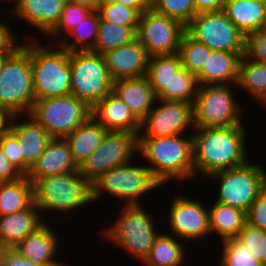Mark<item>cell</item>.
<instances>
[{"instance_id": "38", "label": "cell", "mask_w": 266, "mask_h": 266, "mask_svg": "<svg viewBox=\"0 0 266 266\" xmlns=\"http://www.w3.org/2000/svg\"><path fill=\"white\" fill-rule=\"evenodd\" d=\"M93 11L94 10L86 6L66 1L57 25L45 37L52 38V42L54 38H60L59 40H61L62 36H65L73 27L78 26V24L86 19Z\"/></svg>"}, {"instance_id": "26", "label": "cell", "mask_w": 266, "mask_h": 266, "mask_svg": "<svg viewBox=\"0 0 266 266\" xmlns=\"http://www.w3.org/2000/svg\"><path fill=\"white\" fill-rule=\"evenodd\" d=\"M222 11L245 36L265 29L266 2L224 0Z\"/></svg>"}, {"instance_id": "56", "label": "cell", "mask_w": 266, "mask_h": 266, "mask_svg": "<svg viewBox=\"0 0 266 266\" xmlns=\"http://www.w3.org/2000/svg\"><path fill=\"white\" fill-rule=\"evenodd\" d=\"M151 5L156 1V0H147Z\"/></svg>"}, {"instance_id": "51", "label": "cell", "mask_w": 266, "mask_h": 266, "mask_svg": "<svg viewBox=\"0 0 266 266\" xmlns=\"http://www.w3.org/2000/svg\"><path fill=\"white\" fill-rule=\"evenodd\" d=\"M70 3L86 6L94 11H97V0H66Z\"/></svg>"}, {"instance_id": "52", "label": "cell", "mask_w": 266, "mask_h": 266, "mask_svg": "<svg viewBox=\"0 0 266 266\" xmlns=\"http://www.w3.org/2000/svg\"><path fill=\"white\" fill-rule=\"evenodd\" d=\"M14 51H0V73L3 69V66L8 59V57L13 53Z\"/></svg>"}, {"instance_id": "2", "label": "cell", "mask_w": 266, "mask_h": 266, "mask_svg": "<svg viewBox=\"0 0 266 266\" xmlns=\"http://www.w3.org/2000/svg\"><path fill=\"white\" fill-rule=\"evenodd\" d=\"M169 137H138V152L146 167L163 186L167 182L195 177L192 133Z\"/></svg>"}, {"instance_id": "14", "label": "cell", "mask_w": 266, "mask_h": 266, "mask_svg": "<svg viewBox=\"0 0 266 266\" xmlns=\"http://www.w3.org/2000/svg\"><path fill=\"white\" fill-rule=\"evenodd\" d=\"M155 104L140 121L138 137H169L194 130L193 104L159 98Z\"/></svg>"}, {"instance_id": "50", "label": "cell", "mask_w": 266, "mask_h": 266, "mask_svg": "<svg viewBox=\"0 0 266 266\" xmlns=\"http://www.w3.org/2000/svg\"><path fill=\"white\" fill-rule=\"evenodd\" d=\"M11 115L0 107V135L8 129Z\"/></svg>"}, {"instance_id": "22", "label": "cell", "mask_w": 266, "mask_h": 266, "mask_svg": "<svg viewBox=\"0 0 266 266\" xmlns=\"http://www.w3.org/2000/svg\"><path fill=\"white\" fill-rule=\"evenodd\" d=\"M54 229L45 222L34 233L29 234L14 249L22 256L43 266H65L56 261L60 248V238Z\"/></svg>"}, {"instance_id": "33", "label": "cell", "mask_w": 266, "mask_h": 266, "mask_svg": "<svg viewBox=\"0 0 266 266\" xmlns=\"http://www.w3.org/2000/svg\"><path fill=\"white\" fill-rule=\"evenodd\" d=\"M100 15L98 11H93L86 19L82 20L78 26L73 27L66 35L71 36L70 41L66 36L61 40H55L61 47L69 52L91 51L94 48L99 30ZM70 43H69V42Z\"/></svg>"}, {"instance_id": "53", "label": "cell", "mask_w": 266, "mask_h": 266, "mask_svg": "<svg viewBox=\"0 0 266 266\" xmlns=\"http://www.w3.org/2000/svg\"><path fill=\"white\" fill-rule=\"evenodd\" d=\"M116 2V0H97V10L107 4H111Z\"/></svg>"}, {"instance_id": "30", "label": "cell", "mask_w": 266, "mask_h": 266, "mask_svg": "<svg viewBox=\"0 0 266 266\" xmlns=\"http://www.w3.org/2000/svg\"><path fill=\"white\" fill-rule=\"evenodd\" d=\"M184 243L173 235L161 232L143 266H183L187 259Z\"/></svg>"}, {"instance_id": "32", "label": "cell", "mask_w": 266, "mask_h": 266, "mask_svg": "<svg viewBox=\"0 0 266 266\" xmlns=\"http://www.w3.org/2000/svg\"><path fill=\"white\" fill-rule=\"evenodd\" d=\"M181 68L178 53L149 57L146 77L156 96L162 90H170V80Z\"/></svg>"}, {"instance_id": "47", "label": "cell", "mask_w": 266, "mask_h": 266, "mask_svg": "<svg viewBox=\"0 0 266 266\" xmlns=\"http://www.w3.org/2000/svg\"><path fill=\"white\" fill-rule=\"evenodd\" d=\"M21 176L23 175L8 160L0 147V183L14 181Z\"/></svg>"}, {"instance_id": "17", "label": "cell", "mask_w": 266, "mask_h": 266, "mask_svg": "<svg viewBox=\"0 0 266 266\" xmlns=\"http://www.w3.org/2000/svg\"><path fill=\"white\" fill-rule=\"evenodd\" d=\"M102 55L113 81L147 75L150 56L137 38Z\"/></svg>"}, {"instance_id": "19", "label": "cell", "mask_w": 266, "mask_h": 266, "mask_svg": "<svg viewBox=\"0 0 266 266\" xmlns=\"http://www.w3.org/2000/svg\"><path fill=\"white\" fill-rule=\"evenodd\" d=\"M78 169L79 166L74 161L65 138H51L37 162L30 169L27 177L35 184L44 177Z\"/></svg>"}, {"instance_id": "43", "label": "cell", "mask_w": 266, "mask_h": 266, "mask_svg": "<svg viewBox=\"0 0 266 266\" xmlns=\"http://www.w3.org/2000/svg\"><path fill=\"white\" fill-rule=\"evenodd\" d=\"M245 55L257 62L266 63V30L252 32L246 36Z\"/></svg>"}, {"instance_id": "34", "label": "cell", "mask_w": 266, "mask_h": 266, "mask_svg": "<svg viewBox=\"0 0 266 266\" xmlns=\"http://www.w3.org/2000/svg\"><path fill=\"white\" fill-rule=\"evenodd\" d=\"M137 28L138 26H122L103 21L100 18L97 39L91 51L103 54L108 50L130 43L137 38Z\"/></svg>"}, {"instance_id": "10", "label": "cell", "mask_w": 266, "mask_h": 266, "mask_svg": "<svg viewBox=\"0 0 266 266\" xmlns=\"http://www.w3.org/2000/svg\"><path fill=\"white\" fill-rule=\"evenodd\" d=\"M257 163L250 164L247 161L241 166L222 170L207 177L219 185L215 202L247 213L258 194L266 187V170L262 164Z\"/></svg>"}, {"instance_id": "46", "label": "cell", "mask_w": 266, "mask_h": 266, "mask_svg": "<svg viewBox=\"0 0 266 266\" xmlns=\"http://www.w3.org/2000/svg\"><path fill=\"white\" fill-rule=\"evenodd\" d=\"M1 266H43L22 256L14 248H5Z\"/></svg>"}, {"instance_id": "28", "label": "cell", "mask_w": 266, "mask_h": 266, "mask_svg": "<svg viewBox=\"0 0 266 266\" xmlns=\"http://www.w3.org/2000/svg\"><path fill=\"white\" fill-rule=\"evenodd\" d=\"M247 92L261 107L266 108V63H260L248 58L241 57L238 67V78L235 85Z\"/></svg>"}, {"instance_id": "40", "label": "cell", "mask_w": 266, "mask_h": 266, "mask_svg": "<svg viewBox=\"0 0 266 266\" xmlns=\"http://www.w3.org/2000/svg\"><path fill=\"white\" fill-rule=\"evenodd\" d=\"M236 238L266 266V231L246 222Z\"/></svg>"}, {"instance_id": "16", "label": "cell", "mask_w": 266, "mask_h": 266, "mask_svg": "<svg viewBox=\"0 0 266 266\" xmlns=\"http://www.w3.org/2000/svg\"><path fill=\"white\" fill-rule=\"evenodd\" d=\"M195 200L180 194L173 198L170 205L168 214V224L172 230L170 234L184 242L189 239L197 241L211 235L209 210L202 201Z\"/></svg>"}, {"instance_id": "1", "label": "cell", "mask_w": 266, "mask_h": 266, "mask_svg": "<svg viewBox=\"0 0 266 266\" xmlns=\"http://www.w3.org/2000/svg\"><path fill=\"white\" fill-rule=\"evenodd\" d=\"M245 127L244 124L225 128L194 127L192 141L195 176L203 174L204 178L209 177L249 161L246 148L248 129Z\"/></svg>"}, {"instance_id": "20", "label": "cell", "mask_w": 266, "mask_h": 266, "mask_svg": "<svg viewBox=\"0 0 266 266\" xmlns=\"http://www.w3.org/2000/svg\"><path fill=\"white\" fill-rule=\"evenodd\" d=\"M91 114L108 131L139 135L140 121L113 91L92 107Z\"/></svg>"}, {"instance_id": "35", "label": "cell", "mask_w": 266, "mask_h": 266, "mask_svg": "<svg viewBox=\"0 0 266 266\" xmlns=\"http://www.w3.org/2000/svg\"><path fill=\"white\" fill-rule=\"evenodd\" d=\"M195 74L181 68L170 80V90H162L156 97L166 101H183L194 105L198 90Z\"/></svg>"}, {"instance_id": "3", "label": "cell", "mask_w": 266, "mask_h": 266, "mask_svg": "<svg viewBox=\"0 0 266 266\" xmlns=\"http://www.w3.org/2000/svg\"><path fill=\"white\" fill-rule=\"evenodd\" d=\"M31 70L35 100L71 94L69 51L58 43L30 39ZM52 44V45H51Z\"/></svg>"}, {"instance_id": "9", "label": "cell", "mask_w": 266, "mask_h": 266, "mask_svg": "<svg viewBox=\"0 0 266 266\" xmlns=\"http://www.w3.org/2000/svg\"><path fill=\"white\" fill-rule=\"evenodd\" d=\"M71 94L93 107L113 90V80L102 54L69 52Z\"/></svg>"}, {"instance_id": "48", "label": "cell", "mask_w": 266, "mask_h": 266, "mask_svg": "<svg viewBox=\"0 0 266 266\" xmlns=\"http://www.w3.org/2000/svg\"><path fill=\"white\" fill-rule=\"evenodd\" d=\"M196 13L222 10L224 0H193Z\"/></svg>"}, {"instance_id": "39", "label": "cell", "mask_w": 266, "mask_h": 266, "mask_svg": "<svg viewBox=\"0 0 266 266\" xmlns=\"http://www.w3.org/2000/svg\"><path fill=\"white\" fill-rule=\"evenodd\" d=\"M152 9L180 21L185 26L197 14L193 0H156Z\"/></svg>"}, {"instance_id": "21", "label": "cell", "mask_w": 266, "mask_h": 266, "mask_svg": "<svg viewBox=\"0 0 266 266\" xmlns=\"http://www.w3.org/2000/svg\"><path fill=\"white\" fill-rule=\"evenodd\" d=\"M66 0H18L9 12L46 36L58 23Z\"/></svg>"}, {"instance_id": "37", "label": "cell", "mask_w": 266, "mask_h": 266, "mask_svg": "<svg viewBox=\"0 0 266 266\" xmlns=\"http://www.w3.org/2000/svg\"><path fill=\"white\" fill-rule=\"evenodd\" d=\"M218 266H265L237 238L222 241Z\"/></svg>"}, {"instance_id": "5", "label": "cell", "mask_w": 266, "mask_h": 266, "mask_svg": "<svg viewBox=\"0 0 266 266\" xmlns=\"http://www.w3.org/2000/svg\"><path fill=\"white\" fill-rule=\"evenodd\" d=\"M27 42L8 57L0 73V107L11 116L29 115L35 102L30 39Z\"/></svg>"}, {"instance_id": "11", "label": "cell", "mask_w": 266, "mask_h": 266, "mask_svg": "<svg viewBox=\"0 0 266 266\" xmlns=\"http://www.w3.org/2000/svg\"><path fill=\"white\" fill-rule=\"evenodd\" d=\"M92 108L72 94L35 100L29 115L51 138H65L90 116Z\"/></svg>"}, {"instance_id": "27", "label": "cell", "mask_w": 266, "mask_h": 266, "mask_svg": "<svg viewBox=\"0 0 266 266\" xmlns=\"http://www.w3.org/2000/svg\"><path fill=\"white\" fill-rule=\"evenodd\" d=\"M106 131L93 116H90L82 125H79L65 137L73 159L78 166L97 150Z\"/></svg>"}, {"instance_id": "23", "label": "cell", "mask_w": 266, "mask_h": 266, "mask_svg": "<svg viewBox=\"0 0 266 266\" xmlns=\"http://www.w3.org/2000/svg\"><path fill=\"white\" fill-rule=\"evenodd\" d=\"M44 223V217L42 219L35 203L25 210L0 216V245L5 248H15Z\"/></svg>"}, {"instance_id": "54", "label": "cell", "mask_w": 266, "mask_h": 266, "mask_svg": "<svg viewBox=\"0 0 266 266\" xmlns=\"http://www.w3.org/2000/svg\"><path fill=\"white\" fill-rule=\"evenodd\" d=\"M0 1H2L3 4H4V1H5L6 3L8 2V4H9L10 2L13 3V6H11L10 11L16 6V4H17V2H18V0H0Z\"/></svg>"}, {"instance_id": "45", "label": "cell", "mask_w": 266, "mask_h": 266, "mask_svg": "<svg viewBox=\"0 0 266 266\" xmlns=\"http://www.w3.org/2000/svg\"><path fill=\"white\" fill-rule=\"evenodd\" d=\"M8 24L0 20V51H15L22 44L17 41V35Z\"/></svg>"}, {"instance_id": "36", "label": "cell", "mask_w": 266, "mask_h": 266, "mask_svg": "<svg viewBox=\"0 0 266 266\" xmlns=\"http://www.w3.org/2000/svg\"><path fill=\"white\" fill-rule=\"evenodd\" d=\"M210 52V48L195 41L185 32L181 38L177 53L180 57L182 67L197 75L206 63Z\"/></svg>"}, {"instance_id": "29", "label": "cell", "mask_w": 266, "mask_h": 266, "mask_svg": "<svg viewBox=\"0 0 266 266\" xmlns=\"http://www.w3.org/2000/svg\"><path fill=\"white\" fill-rule=\"evenodd\" d=\"M34 203V184L27 175L0 183V216L29 208Z\"/></svg>"}, {"instance_id": "25", "label": "cell", "mask_w": 266, "mask_h": 266, "mask_svg": "<svg viewBox=\"0 0 266 266\" xmlns=\"http://www.w3.org/2000/svg\"><path fill=\"white\" fill-rule=\"evenodd\" d=\"M240 60L237 53L211 50L202 70L196 75L198 84H236Z\"/></svg>"}, {"instance_id": "57", "label": "cell", "mask_w": 266, "mask_h": 266, "mask_svg": "<svg viewBox=\"0 0 266 266\" xmlns=\"http://www.w3.org/2000/svg\"><path fill=\"white\" fill-rule=\"evenodd\" d=\"M252 1H257V2H266V0H252Z\"/></svg>"}, {"instance_id": "15", "label": "cell", "mask_w": 266, "mask_h": 266, "mask_svg": "<svg viewBox=\"0 0 266 266\" xmlns=\"http://www.w3.org/2000/svg\"><path fill=\"white\" fill-rule=\"evenodd\" d=\"M185 33V25L153 9L139 17L137 39L149 56L174 54L178 52L180 41Z\"/></svg>"}, {"instance_id": "42", "label": "cell", "mask_w": 266, "mask_h": 266, "mask_svg": "<svg viewBox=\"0 0 266 266\" xmlns=\"http://www.w3.org/2000/svg\"><path fill=\"white\" fill-rule=\"evenodd\" d=\"M0 147L8 160L24 175V156L19 141L9 129L0 135Z\"/></svg>"}, {"instance_id": "13", "label": "cell", "mask_w": 266, "mask_h": 266, "mask_svg": "<svg viewBox=\"0 0 266 266\" xmlns=\"http://www.w3.org/2000/svg\"><path fill=\"white\" fill-rule=\"evenodd\" d=\"M135 153H138V135L107 130L97 150L79 166V172L92 183L104 172L134 161Z\"/></svg>"}, {"instance_id": "7", "label": "cell", "mask_w": 266, "mask_h": 266, "mask_svg": "<svg viewBox=\"0 0 266 266\" xmlns=\"http://www.w3.org/2000/svg\"><path fill=\"white\" fill-rule=\"evenodd\" d=\"M160 186L146 166L130 161L104 172L91 183L92 202L99 200L105 192L124 205H140L138 199Z\"/></svg>"}, {"instance_id": "44", "label": "cell", "mask_w": 266, "mask_h": 266, "mask_svg": "<svg viewBox=\"0 0 266 266\" xmlns=\"http://www.w3.org/2000/svg\"><path fill=\"white\" fill-rule=\"evenodd\" d=\"M246 218L250 225L266 231V187L250 205Z\"/></svg>"}, {"instance_id": "24", "label": "cell", "mask_w": 266, "mask_h": 266, "mask_svg": "<svg viewBox=\"0 0 266 266\" xmlns=\"http://www.w3.org/2000/svg\"><path fill=\"white\" fill-rule=\"evenodd\" d=\"M112 91L139 121L153 108L157 99L146 76L115 80Z\"/></svg>"}, {"instance_id": "49", "label": "cell", "mask_w": 266, "mask_h": 266, "mask_svg": "<svg viewBox=\"0 0 266 266\" xmlns=\"http://www.w3.org/2000/svg\"><path fill=\"white\" fill-rule=\"evenodd\" d=\"M116 2L134 8L140 15L152 9V5L147 0H116Z\"/></svg>"}, {"instance_id": "6", "label": "cell", "mask_w": 266, "mask_h": 266, "mask_svg": "<svg viewBox=\"0 0 266 266\" xmlns=\"http://www.w3.org/2000/svg\"><path fill=\"white\" fill-rule=\"evenodd\" d=\"M151 214L140 205H123L120 215L110 227L104 228L103 236L117 244L142 264L160 232L156 231Z\"/></svg>"}, {"instance_id": "18", "label": "cell", "mask_w": 266, "mask_h": 266, "mask_svg": "<svg viewBox=\"0 0 266 266\" xmlns=\"http://www.w3.org/2000/svg\"><path fill=\"white\" fill-rule=\"evenodd\" d=\"M20 118L21 115H12L8 129L19 141L21 153L24 156V175H27L45 150L51 137L30 115H22L23 121H20Z\"/></svg>"}, {"instance_id": "31", "label": "cell", "mask_w": 266, "mask_h": 266, "mask_svg": "<svg viewBox=\"0 0 266 266\" xmlns=\"http://www.w3.org/2000/svg\"><path fill=\"white\" fill-rule=\"evenodd\" d=\"M213 205L208 207L211 234L217 232L221 237L220 243L236 238L247 222L246 212L220 202H213Z\"/></svg>"}, {"instance_id": "12", "label": "cell", "mask_w": 266, "mask_h": 266, "mask_svg": "<svg viewBox=\"0 0 266 266\" xmlns=\"http://www.w3.org/2000/svg\"><path fill=\"white\" fill-rule=\"evenodd\" d=\"M185 32L211 50L245 55L246 36L222 10L196 14L185 26Z\"/></svg>"}, {"instance_id": "55", "label": "cell", "mask_w": 266, "mask_h": 266, "mask_svg": "<svg viewBox=\"0 0 266 266\" xmlns=\"http://www.w3.org/2000/svg\"><path fill=\"white\" fill-rule=\"evenodd\" d=\"M4 250H5V247L0 245V266H1L3 255H4Z\"/></svg>"}, {"instance_id": "4", "label": "cell", "mask_w": 266, "mask_h": 266, "mask_svg": "<svg viewBox=\"0 0 266 266\" xmlns=\"http://www.w3.org/2000/svg\"><path fill=\"white\" fill-rule=\"evenodd\" d=\"M34 203L43 212L56 211L66 215L92 202L91 183L76 171L39 179L34 184Z\"/></svg>"}, {"instance_id": "8", "label": "cell", "mask_w": 266, "mask_h": 266, "mask_svg": "<svg viewBox=\"0 0 266 266\" xmlns=\"http://www.w3.org/2000/svg\"><path fill=\"white\" fill-rule=\"evenodd\" d=\"M232 85L236 84L198 86L193 105L194 127L225 128L243 124L244 111L237 104Z\"/></svg>"}, {"instance_id": "41", "label": "cell", "mask_w": 266, "mask_h": 266, "mask_svg": "<svg viewBox=\"0 0 266 266\" xmlns=\"http://www.w3.org/2000/svg\"><path fill=\"white\" fill-rule=\"evenodd\" d=\"M97 11L103 21L122 26H138L139 23L140 14L134 8L117 2L104 5Z\"/></svg>"}]
</instances>
